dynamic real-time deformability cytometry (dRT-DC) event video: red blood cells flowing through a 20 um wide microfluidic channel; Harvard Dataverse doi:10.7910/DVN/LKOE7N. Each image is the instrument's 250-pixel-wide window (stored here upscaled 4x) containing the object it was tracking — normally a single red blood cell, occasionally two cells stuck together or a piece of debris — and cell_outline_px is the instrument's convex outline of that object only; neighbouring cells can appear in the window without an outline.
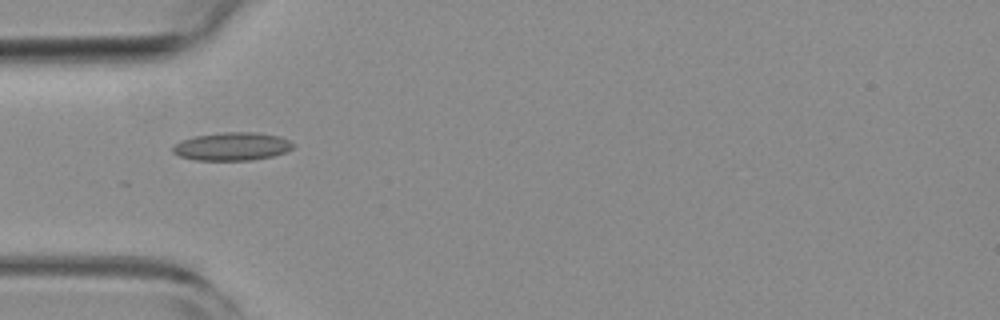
{"species": "common noctule bat (a hibernating species)", "species_latin": "Nyctalus noctula", "temperature_condition": "room temperature", "stored_images_in_passage": 38, "camera_frame_rate_fps": 3000, "um_per_image_px": 0.085, "animal": {"sex": "female", "body_mass_g": 19.3, "forearm_length_mm": 54.1}, "frame": {"image": 1, "passage_image": 1, "time_ms": 0.0, "image_size_px": [1000, 320], "cell_outline_px": [[296, 144], [292, 148], [284, 152], [272, 156], [252, 160], [196, 160], [180, 156], [172, 152], [172, 148], [176, 144], [184, 140], [196, 136], [224, 132], [256, 132], [280, 136]], "centroid_in_image_um": [19.76, 12.45], "position_along_channel_um": 65.2, "area_um2": 19.54}}
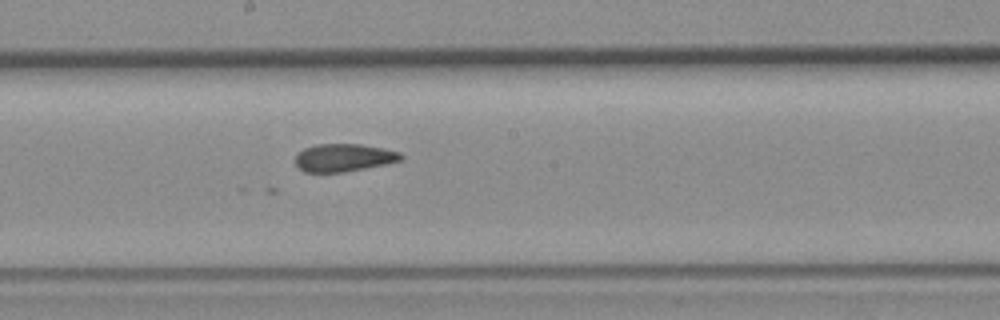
{"frame": {"image": 2, "passage_image": 13, "time_ms": 4.0, "image_size_px": [1000, 320], "cell_outline_px": [[404, 156], [400, 160], [384, 164], [344, 172], [304, 172], [296, 164], [296, 156], [304, 148], [316, 144], [360, 144], [384, 148], [400, 152]], "centroid_in_image_um": [29.22, 13.39], "position_along_channel_um": 219.0, "area_um2": 16.94}}
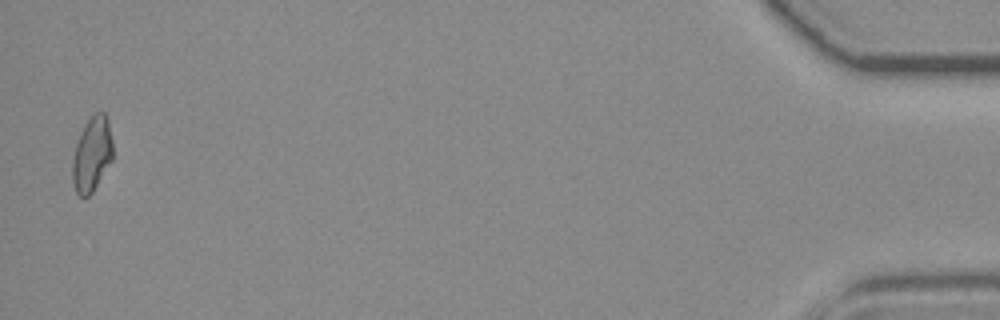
{"frame": {"image": 3, "passage_image": 37, "time_ms": 12.0, "image_size_px": [1000, 320], "cell_outline_px": [[112, 160], [92, 192], [88, 196], [80, 196], [76, 192], [72, 180], [72, 160], [76, 144], [80, 132], [84, 124], [96, 112], [104, 112], [108, 120], [112, 140]], "centroid_in_image_um": [7.8, 13.1], "position_along_channel_um": 427.4, "area_um2": 17.46}}